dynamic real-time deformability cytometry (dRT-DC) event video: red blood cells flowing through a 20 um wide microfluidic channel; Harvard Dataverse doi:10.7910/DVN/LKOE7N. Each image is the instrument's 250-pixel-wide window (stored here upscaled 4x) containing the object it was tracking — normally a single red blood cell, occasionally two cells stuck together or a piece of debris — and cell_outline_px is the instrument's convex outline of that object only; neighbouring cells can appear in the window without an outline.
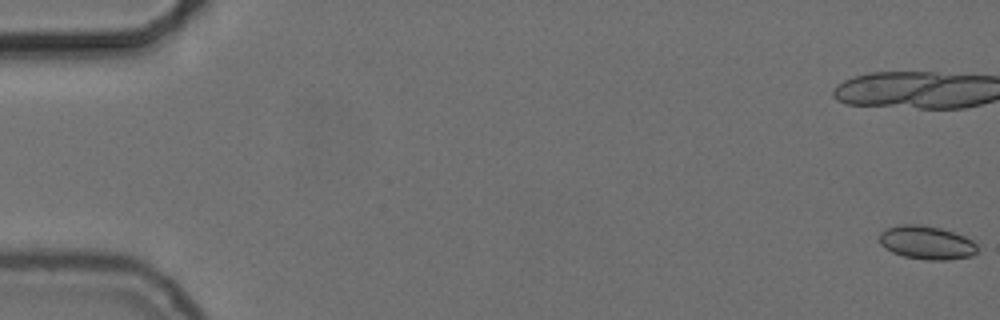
{"species": "common noctule bat (a hibernating species)", "species_latin": "Nyctalus noctula", "temperature_condition": "cold", "stored_images_in_passage": 57, "camera_frame_rate_fps": 3000, "um_per_image_px": 0.085, "animal": {"sex": "female", "body_mass_g": 24.6, "forearm_length_mm": 56.2}, "frame": {"image": 1, "passage_image": 1, "time_ms": 0.0, "image_size_px": [1000, 320], "cell_outline_px": [[976, 252], [972, 256], [948, 260], [924, 260], [904, 256], [892, 252], [884, 248], [880, 244], [880, 232], [884, 228], [900, 224], [920, 224], [940, 228], [964, 236], [972, 240], [976, 244]], "centroid_in_image_um": [78.73, 20.62], "position_along_channel_um": 6.3, "area_um2": 19.25}, "authors_computed_cell_mechanics": {"area_um2": 18.2648, "velocity_mm_per_s": 3.712, "shape_relaxation_time_tau1_ms": null, "shape_relaxation_time_tau2_ms": 3.4892, "deformation_change_tau1": null, "deformation_change_tau2": 0.0586}}